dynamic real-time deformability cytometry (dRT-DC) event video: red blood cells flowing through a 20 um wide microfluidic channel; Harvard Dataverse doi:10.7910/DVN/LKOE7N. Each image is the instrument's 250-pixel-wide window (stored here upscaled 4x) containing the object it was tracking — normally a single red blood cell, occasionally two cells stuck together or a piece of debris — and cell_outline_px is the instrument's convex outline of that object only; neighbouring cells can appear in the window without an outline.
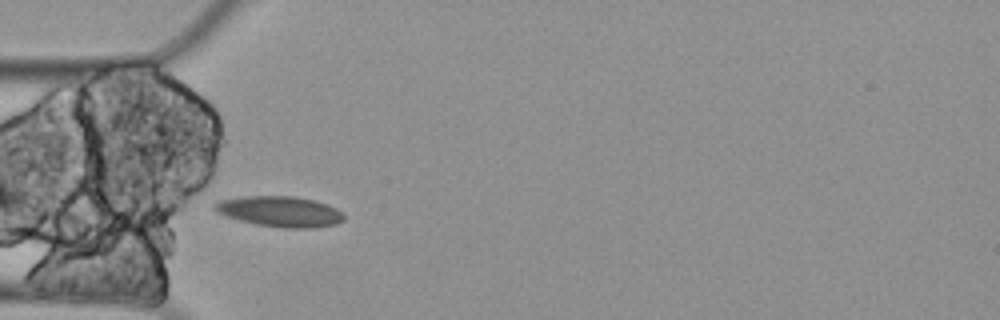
{"species": "Egyptian fruit bat (a non-hibernating species)", "species_latin": "Rousettus aegyptiacus", "temperature_condition": "cold", "stored_images_in_passage": 3, "camera_frame_rate_fps": 3000, "um_per_image_px": 0.085, "animal": {"sex": "female"}, "frame": {"image": 1, "passage_image": 1, "time_ms": 0.0, "image_size_px": [1000, 320], "cell_outline_px": [[344, 220], [336, 224], [312, 228], [284, 228], [256, 224], [240, 220], [216, 212], [212, 208], [212, 204], [220, 200], [244, 196], [292, 196], [312, 200], [328, 204], [336, 208], [344, 216]], "centroid_in_image_um": [23.78, 17.98], "position_along_channel_um": 61.2, "area_um2": 22.95}}
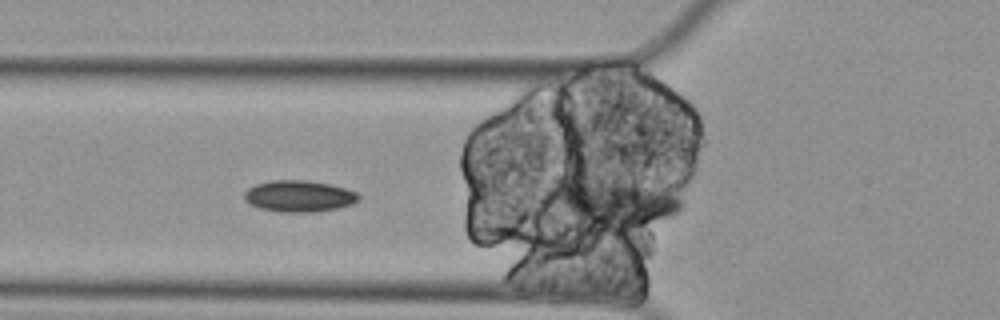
{"frame": {"image": 2, "passage_image": 2, "time_ms": 0.333, "image_size_px": [1000, 320], "cell_outline_px": [[360, 196], [352, 204], [336, 208], [312, 212], [284, 212], [260, 208], [244, 200], [244, 192], [248, 188], [256, 184], [272, 180], [308, 180], [332, 184], [356, 192]], "centroid_in_image_um": [25.4, 16.66], "position_along_channel_um": 100.4, "area_um2": 20.81}}